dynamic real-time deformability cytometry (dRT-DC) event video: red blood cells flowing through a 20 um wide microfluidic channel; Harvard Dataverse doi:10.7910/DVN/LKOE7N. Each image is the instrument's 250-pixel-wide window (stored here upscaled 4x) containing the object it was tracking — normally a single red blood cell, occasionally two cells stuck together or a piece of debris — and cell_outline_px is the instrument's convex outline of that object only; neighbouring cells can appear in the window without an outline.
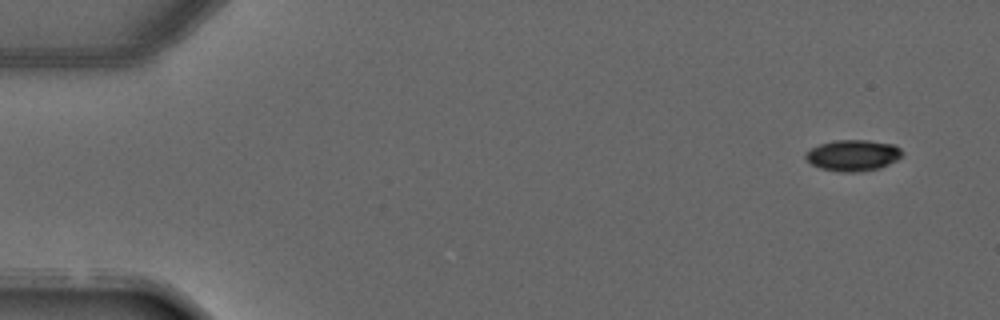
{"species": "common noctule bat (a hibernating species)", "species_latin": "Nyctalus noctula", "temperature_condition": "warm", "stored_images_in_passage": 5, "camera_frame_rate_fps": 3000, "um_per_image_px": 0.085, "animal": {"sex": "male", "forearm_length_mm": 52.5}, "frame": {"image": 1, "passage_image": 1, "time_ms": 0.0, "image_size_px": [1000, 320], "cell_outline_px": [[904, 152], [896, 160], [880, 168], [860, 172], [836, 172], [820, 168], [812, 164], [804, 156], [804, 152], [820, 144], [836, 140], [868, 140], [892, 144], [900, 148]], "centroid_in_image_um": [72.49, 13.21], "position_along_channel_um": 12.5, "area_um2": 17.57}}
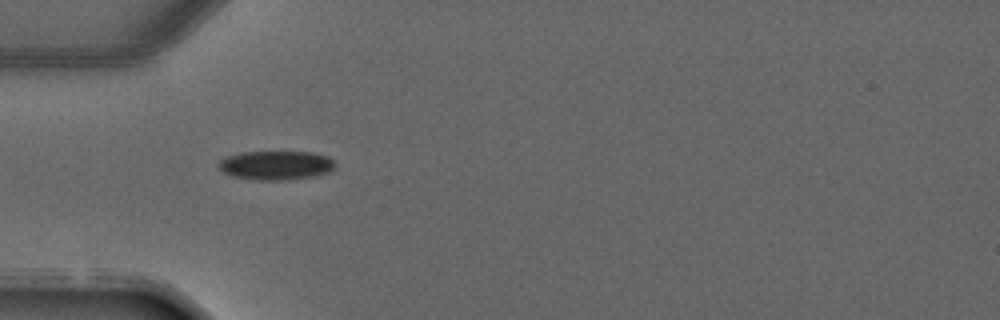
{"frame": {"image": 2, "passage_image": 4, "time_ms": 3.667, "image_size_px": [1000, 320], "cell_outline_px": [[336, 164], [328, 172], [316, 176], [288, 180], [256, 180], [232, 176], [224, 172], [216, 164], [220, 160], [228, 156], [240, 152], [312, 152], [328, 156]], "centroid_in_image_um": [23.45, 14.05], "position_along_channel_um": 61.5, "area_um2": 19.77}}
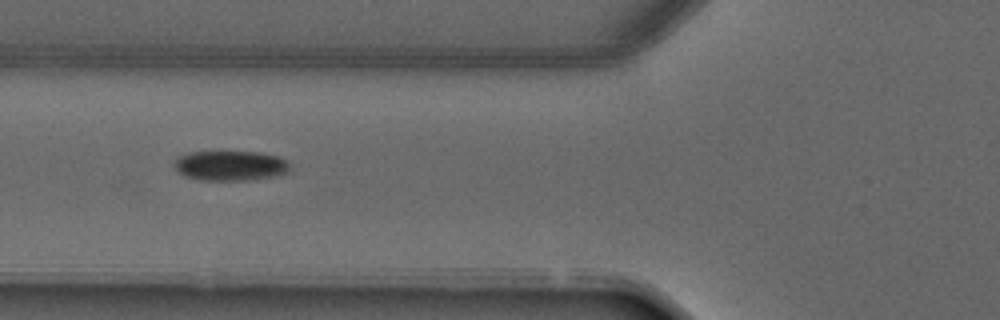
{"frame": {"image": 3, "passage_image": 5, "time_ms": 4.667, "image_size_px": [1000, 320], "cell_outline_px": [[288, 172], [276, 176], [252, 180], [200, 180], [184, 176], [176, 168], [176, 156], [188, 152], [260, 152], [276, 156], [288, 160]], "centroid_in_image_um": [19.59, 14.08], "position_along_channel_um": 106.2, "area_um2": 20.17}}